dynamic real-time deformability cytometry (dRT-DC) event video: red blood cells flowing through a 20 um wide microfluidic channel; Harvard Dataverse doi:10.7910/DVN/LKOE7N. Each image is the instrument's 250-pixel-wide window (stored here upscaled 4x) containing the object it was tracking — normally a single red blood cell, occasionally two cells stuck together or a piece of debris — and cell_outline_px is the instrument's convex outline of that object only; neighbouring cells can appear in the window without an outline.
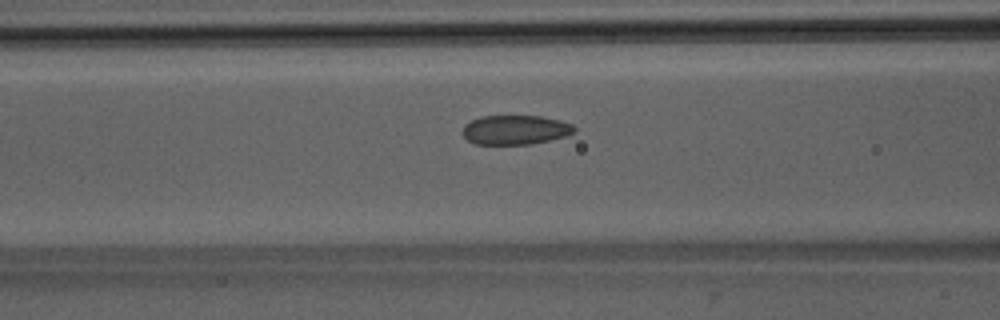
{"species": "Egyptian fruit bat (a non-hibernating species)", "species_latin": "Rousettus aegyptiacus", "temperature_condition": "room temperature", "stored_images_in_passage": 43, "camera_frame_rate_fps": 3000, "um_per_image_px": 0.085, "animal": {"sex": "male"}, "frame": {"image": 1, "passage_image": 14, "time_ms": 4.333, "image_size_px": [1000, 320], "cell_outline_px": [[576, 132], [564, 136], [532, 144], [476, 144], [468, 140], [464, 136], [464, 124], [472, 120], [484, 116], [540, 116], [560, 120], [572, 124], [576, 128]], "centroid_in_image_um": [43.83, 11.03], "position_along_channel_um": 122.8, "area_um2": 18.96}}
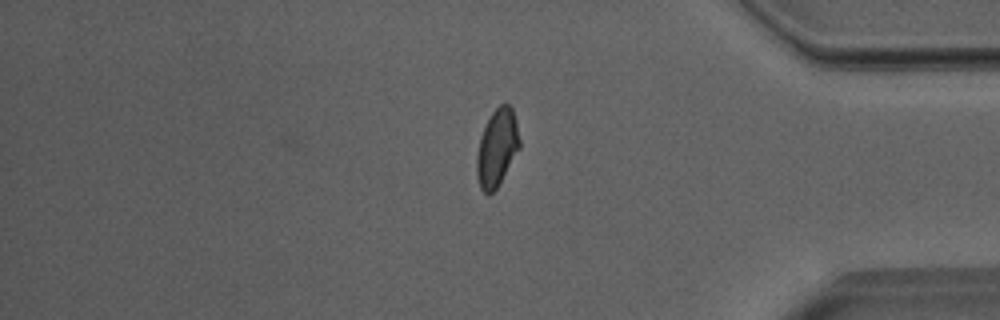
{"frame": {"image": 2, "passage_image": 36, "time_ms": 11.667, "image_size_px": [1000, 320], "cell_outline_px": [[520, 148], [496, 188], [488, 196], [480, 188], [476, 172], [476, 156], [480, 136], [492, 112], [500, 104], [508, 104], [512, 108], [516, 120], [520, 140]], "centroid_in_image_um": [42.24, 12.56], "position_along_channel_um": 393.0, "area_um2": 19.19}}
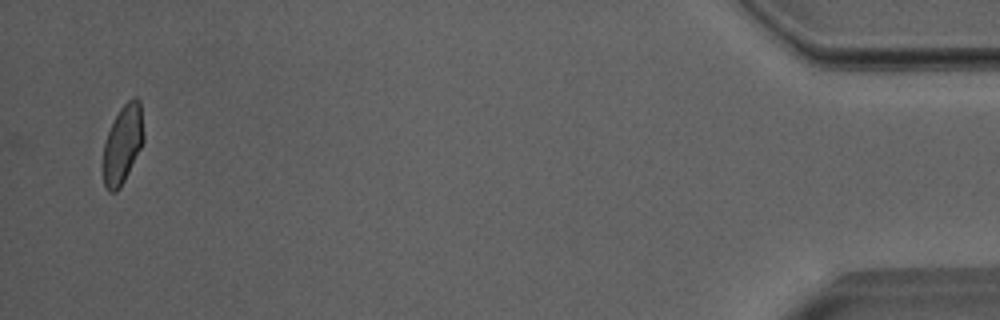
{"frame": {"image": 3, "passage_image": 43, "time_ms": 14.0, "image_size_px": [1000, 320], "cell_outline_px": [[144, 140], [120, 188], [116, 192], [108, 192], [104, 184], [104, 140], [120, 108], [132, 96], [136, 96], [140, 100], [144, 132]], "centroid_in_image_um": [10.44, 12.22], "position_along_channel_um": 424.8, "area_um2": 18.32}, "authors_computed_cell_mechanics": {"area_um2": 19.4208, "velocity_mm_per_s": 4.011, "shape_relaxation_time_tau1_ms": null, "shape_relaxation_time_tau2_ms": 1.2658, "deformation_change_tau1": null, "deformation_change_tau2": 0.0581}}